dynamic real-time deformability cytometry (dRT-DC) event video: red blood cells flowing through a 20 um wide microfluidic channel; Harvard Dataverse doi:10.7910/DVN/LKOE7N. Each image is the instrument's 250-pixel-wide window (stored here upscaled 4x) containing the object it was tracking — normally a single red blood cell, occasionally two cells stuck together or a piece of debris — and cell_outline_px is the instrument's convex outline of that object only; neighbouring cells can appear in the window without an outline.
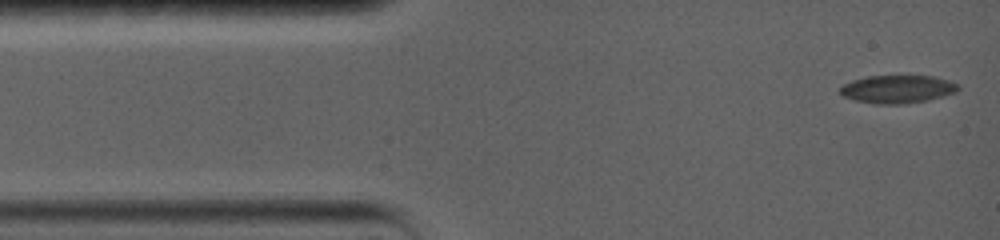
{"species": "common noctule bat (a hibernating species)", "species_latin": "Nyctalus noctula", "temperature_condition": "warm", "stored_images_in_passage": 29, "camera_frame_rate_fps": 5000, "um_per_image_px": 0.085, "animal": {"sex": "female", "body_mass_g": 19.0, "forearm_length_mm": 56.7}, "frame": {"image": 1, "passage_image": 1, "time_ms": 0.0, "image_size_px": [1000, 240], "cell_outline_px": [[960, 88], [956, 92], [944, 96], [928, 100], [904, 104], [876, 104], [852, 100], [844, 96], [840, 92], [840, 88], [844, 84], [852, 80], [868, 76], [936, 76], [948, 80], [956, 84]], "centroid_in_image_um": [76.29, 7.58], "position_along_channel_um": 8.7, "area_um2": 19.31}}
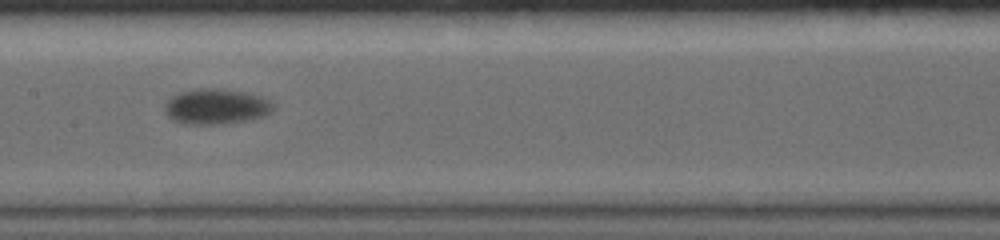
{"frame": {"image": 2, "passage_image": 17, "time_ms": 7.4, "image_size_px": [1000, 240], "cell_outline_px": [[272, 108], [264, 116], [252, 120], [224, 124], [184, 124], [172, 120], [164, 112], [164, 104], [172, 96], [180, 92], [196, 88], [216, 88], [240, 92], [260, 96], [268, 100], [272, 104]], "centroid_in_image_um": [18.3, 9.07], "position_along_channel_um": 189.1, "area_um2": 22.37}}
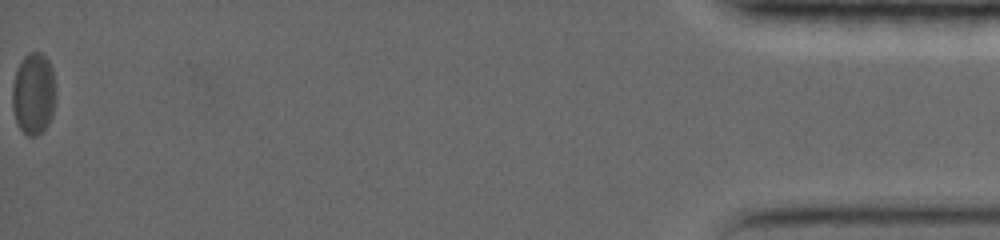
{"frame": {"image": 3, "passage_image": 29, "time_ms": 18.8, "image_size_px": [1000, 240], "cell_outline_px": [[56, 96], [52, 116], [48, 124], [36, 136], [28, 136], [16, 124], [12, 108], [12, 88], [16, 68], [20, 60], [28, 52], [40, 52], [48, 60], [52, 68], [56, 88]], "centroid_in_image_um": [2.84, 7.95], "position_along_channel_um": 432.4, "area_um2": 21.1}, "authors_computed_cell_mechanics": {"area_um2": 20.6924, "velocity_mm_per_s": 3.4127, "shape_relaxation_time_tau1_ms": 4.6108, "shape_relaxation_time_tau2_ms": null, "deformation_change_tau1": 0.1328, "deformation_change_tau2": null}}